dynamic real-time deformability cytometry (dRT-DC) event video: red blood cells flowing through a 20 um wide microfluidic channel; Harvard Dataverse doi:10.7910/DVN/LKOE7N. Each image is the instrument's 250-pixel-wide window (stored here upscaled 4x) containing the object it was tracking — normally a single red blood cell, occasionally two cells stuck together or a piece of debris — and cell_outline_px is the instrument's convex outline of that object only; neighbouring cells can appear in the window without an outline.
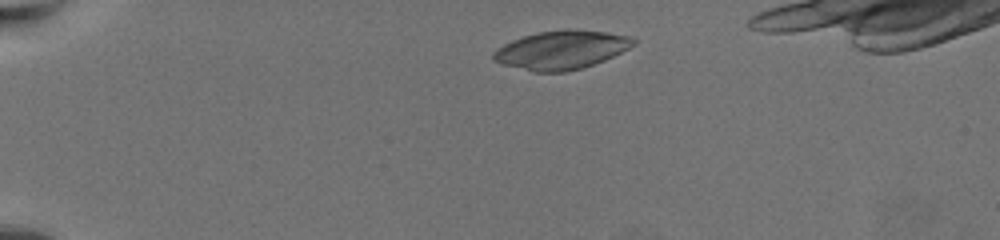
{"species": "common noctule bat (a hibernating species)", "species_latin": "Nyctalus noctula", "temperature_condition": "warm", "stored_images_in_passage": 48, "camera_frame_rate_fps": 3000, "um_per_image_px": 0.085, "animal": {"sex": "female", "body_mass_g": 19.5, "forearm_length_mm": 54.1}, "frame": {"image": 1, "passage_image": 1, "time_ms": 0.0, "image_size_px": [1000, 240], "cell_outline_px": [[636, 44], [604, 60], [580, 68], [564, 72], [536, 72], [504, 64], [492, 60], [492, 52], [496, 48], [512, 40], [536, 32], [564, 28], [576, 28], [608, 32], [632, 36], [636, 40]], "centroid_in_image_um": [47.72, 4.21], "position_along_channel_um": 37.3, "area_um2": 31.67}}
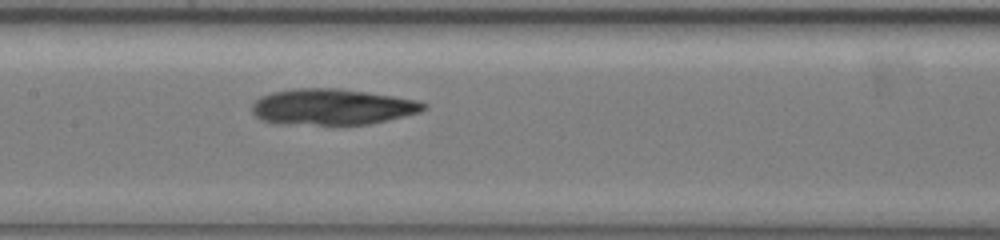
{"frame": {"image": 2, "passage_image": 20, "time_ms": 6.333, "image_size_px": [1000, 240], "cell_outline_px": [[428, 108], [420, 112], [368, 124], [316, 124], [260, 120], [252, 112], [252, 104], [260, 96], [272, 92], [292, 88], [340, 88], [392, 96], [416, 100], [428, 104]], "centroid_in_image_um": [28.25, 9.06], "position_along_channel_um": 179.1, "area_um2": 35.49}}
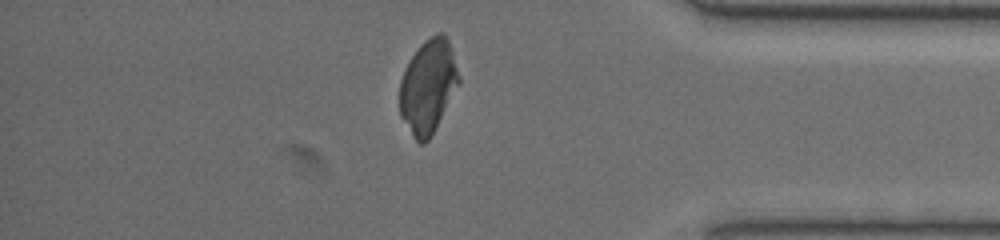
{"frame": {"image": 3, "passage_image": 41, "time_ms": 13.333, "image_size_px": [1000, 240], "cell_outline_px": [[460, 84], [428, 140], [424, 144], [420, 144], [412, 136], [400, 116], [400, 80], [404, 68], [420, 44], [424, 40], [436, 32], [444, 32], [448, 40], [452, 52], [460, 80]], "centroid_in_image_um": [36.37, 7.33], "position_along_channel_um": 398.8, "area_um2": 32.19}}